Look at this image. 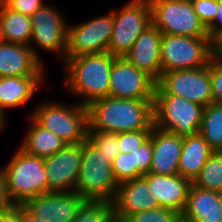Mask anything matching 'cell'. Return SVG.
Here are the masks:
<instances>
[{
    "mask_svg": "<svg viewBox=\"0 0 222 222\" xmlns=\"http://www.w3.org/2000/svg\"><path fill=\"white\" fill-rule=\"evenodd\" d=\"M87 110L88 130L120 133L153 128V99L107 96L90 102Z\"/></svg>",
    "mask_w": 222,
    "mask_h": 222,
    "instance_id": "1",
    "label": "cell"
},
{
    "mask_svg": "<svg viewBox=\"0 0 222 222\" xmlns=\"http://www.w3.org/2000/svg\"><path fill=\"white\" fill-rule=\"evenodd\" d=\"M116 58L110 52L68 58L64 62L68 91L80 97V103L86 106L96 99L110 96L109 79Z\"/></svg>",
    "mask_w": 222,
    "mask_h": 222,
    "instance_id": "2",
    "label": "cell"
},
{
    "mask_svg": "<svg viewBox=\"0 0 222 222\" xmlns=\"http://www.w3.org/2000/svg\"><path fill=\"white\" fill-rule=\"evenodd\" d=\"M2 171L7 195L14 205H23L30 198L48 193L44 158L19 148Z\"/></svg>",
    "mask_w": 222,
    "mask_h": 222,
    "instance_id": "3",
    "label": "cell"
},
{
    "mask_svg": "<svg viewBox=\"0 0 222 222\" xmlns=\"http://www.w3.org/2000/svg\"><path fill=\"white\" fill-rule=\"evenodd\" d=\"M118 183L111 162L88 138L83 141L81 169L74 192L86 200L113 201Z\"/></svg>",
    "mask_w": 222,
    "mask_h": 222,
    "instance_id": "4",
    "label": "cell"
},
{
    "mask_svg": "<svg viewBox=\"0 0 222 222\" xmlns=\"http://www.w3.org/2000/svg\"><path fill=\"white\" fill-rule=\"evenodd\" d=\"M46 101L29 117L38 125L53 132L66 144L83 142L88 136V110L80 102L73 106Z\"/></svg>",
    "mask_w": 222,
    "mask_h": 222,
    "instance_id": "5",
    "label": "cell"
},
{
    "mask_svg": "<svg viewBox=\"0 0 222 222\" xmlns=\"http://www.w3.org/2000/svg\"><path fill=\"white\" fill-rule=\"evenodd\" d=\"M204 107L174 94H154L153 126L180 137L196 135Z\"/></svg>",
    "mask_w": 222,
    "mask_h": 222,
    "instance_id": "6",
    "label": "cell"
},
{
    "mask_svg": "<svg viewBox=\"0 0 222 222\" xmlns=\"http://www.w3.org/2000/svg\"><path fill=\"white\" fill-rule=\"evenodd\" d=\"M213 56V42L209 37L162 34V73L206 67Z\"/></svg>",
    "mask_w": 222,
    "mask_h": 222,
    "instance_id": "7",
    "label": "cell"
},
{
    "mask_svg": "<svg viewBox=\"0 0 222 222\" xmlns=\"http://www.w3.org/2000/svg\"><path fill=\"white\" fill-rule=\"evenodd\" d=\"M152 24L162 33L189 37H209L190 2L148 0Z\"/></svg>",
    "mask_w": 222,
    "mask_h": 222,
    "instance_id": "8",
    "label": "cell"
},
{
    "mask_svg": "<svg viewBox=\"0 0 222 222\" xmlns=\"http://www.w3.org/2000/svg\"><path fill=\"white\" fill-rule=\"evenodd\" d=\"M113 32L108 52L123 57L134 45L139 35L152 24L148 0H129L120 10H112Z\"/></svg>",
    "mask_w": 222,
    "mask_h": 222,
    "instance_id": "9",
    "label": "cell"
},
{
    "mask_svg": "<svg viewBox=\"0 0 222 222\" xmlns=\"http://www.w3.org/2000/svg\"><path fill=\"white\" fill-rule=\"evenodd\" d=\"M155 94H174L203 107L213 102L209 64L189 70L162 73L156 82Z\"/></svg>",
    "mask_w": 222,
    "mask_h": 222,
    "instance_id": "10",
    "label": "cell"
},
{
    "mask_svg": "<svg viewBox=\"0 0 222 222\" xmlns=\"http://www.w3.org/2000/svg\"><path fill=\"white\" fill-rule=\"evenodd\" d=\"M112 32V10L104 16L77 25H68L67 48L63 62L79 55L108 52Z\"/></svg>",
    "mask_w": 222,
    "mask_h": 222,
    "instance_id": "11",
    "label": "cell"
},
{
    "mask_svg": "<svg viewBox=\"0 0 222 222\" xmlns=\"http://www.w3.org/2000/svg\"><path fill=\"white\" fill-rule=\"evenodd\" d=\"M32 35L31 43L38 45L30 48L34 55L40 60L37 47L42 50L56 52L63 60L67 48V26L62 14L50 4H44L31 17ZM33 41V42H32Z\"/></svg>",
    "mask_w": 222,
    "mask_h": 222,
    "instance_id": "12",
    "label": "cell"
},
{
    "mask_svg": "<svg viewBox=\"0 0 222 222\" xmlns=\"http://www.w3.org/2000/svg\"><path fill=\"white\" fill-rule=\"evenodd\" d=\"M110 96L126 99H153L156 81L123 57H117L110 73Z\"/></svg>",
    "mask_w": 222,
    "mask_h": 222,
    "instance_id": "13",
    "label": "cell"
},
{
    "mask_svg": "<svg viewBox=\"0 0 222 222\" xmlns=\"http://www.w3.org/2000/svg\"><path fill=\"white\" fill-rule=\"evenodd\" d=\"M83 142L67 144L44 159L49 192H74L81 169Z\"/></svg>",
    "mask_w": 222,
    "mask_h": 222,
    "instance_id": "14",
    "label": "cell"
},
{
    "mask_svg": "<svg viewBox=\"0 0 222 222\" xmlns=\"http://www.w3.org/2000/svg\"><path fill=\"white\" fill-rule=\"evenodd\" d=\"M86 201L76 192H49L30 198L22 206L45 222H72Z\"/></svg>",
    "mask_w": 222,
    "mask_h": 222,
    "instance_id": "15",
    "label": "cell"
},
{
    "mask_svg": "<svg viewBox=\"0 0 222 222\" xmlns=\"http://www.w3.org/2000/svg\"><path fill=\"white\" fill-rule=\"evenodd\" d=\"M162 33L153 25H149L136 39L131 49L123 58L144 71L156 82L162 75L160 47Z\"/></svg>",
    "mask_w": 222,
    "mask_h": 222,
    "instance_id": "16",
    "label": "cell"
},
{
    "mask_svg": "<svg viewBox=\"0 0 222 222\" xmlns=\"http://www.w3.org/2000/svg\"><path fill=\"white\" fill-rule=\"evenodd\" d=\"M112 202L115 218L120 220L136 212L160 207L156 197L150 193L148 182L143 177L120 182Z\"/></svg>",
    "mask_w": 222,
    "mask_h": 222,
    "instance_id": "17",
    "label": "cell"
},
{
    "mask_svg": "<svg viewBox=\"0 0 222 222\" xmlns=\"http://www.w3.org/2000/svg\"><path fill=\"white\" fill-rule=\"evenodd\" d=\"M149 138L152 140V159L149 173L158 175L179 174L178 167L183 137L153 126Z\"/></svg>",
    "mask_w": 222,
    "mask_h": 222,
    "instance_id": "18",
    "label": "cell"
},
{
    "mask_svg": "<svg viewBox=\"0 0 222 222\" xmlns=\"http://www.w3.org/2000/svg\"><path fill=\"white\" fill-rule=\"evenodd\" d=\"M149 185L150 193L156 197L160 207L171 208L182 213L192 182L177 175L147 173L142 176Z\"/></svg>",
    "mask_w": 222,
    "mask_h": 222,
    "instance_id": "19",
    "label": "cell"
},
{
    "mask_svg": "<svg viewBox=\"0 0 222 222\" xmlns=\"http://www.w3.org/2000/svg\"><path fill=\"white\" fill-rule=\"evenodd\" d=\"M42 67L30 46L0 41V77L44 76Z\"/></svg>",
    "mask_w": 222,
    "mask_h": 222,
    "instance_id": "20",
    "label": "cell"
},
{
    "mask_svg": "<svg viewBox=\"0 0 222 222\" xmlns=\"http://www.w3.org/2000/svg\"><path fill=\"white\" fill-rule=\"evenodd\" d=\"M181 219L188 222H222V193L191 184Z\"/></svg>",
    "mask_w": 222,
    "mask_h": 222,
    "instance_id": "21",
    "label": "cell"
},
{
    "mask_svg": "<svg viewBox=\"0 0 222 222\" xmlns=\"http://www.w3.org/2000/svg\"><path fill=\"white\" fill-rule=\"evenodd\" d=\"M43 81L44 76L0 77V111L6 115V109L30 101Z\"/></svg>",
    "mask_w": 222,
    "mask_h": 222,
    "instance_id": "22",
    "label": "cell"
},
{
    "mask_svg": "<svg viewBox=\"0 0 222 222\" xmlns=\"http://www.w3.org/2000/svg\"><path fill=\"white\" fill-rule=\"evenodd\" d=\"M213 152L214 150L199 133L183 137L179 175L193 182Z\"/></svg>",
    "mask_w": 222,
    "mask_h": 222,
    "instance_id": "23",
    "label": "cell"
},
{
    "mask_svg": "<svg viewBox=\"0 0 222 222\" xmlns=\"http://www.w3.org/2000/svg\"><path fill=\"white\" fill-rule=\"evenodd\" d=\"M31 35L32 23L30 16L11 10L0 1L1 41L30 46Z\"/></svg>",
    "mask_w": 222,
    "mask_h": 222,
    "instance_id": "24",
    "label": "cell"
},
{
    "mask_svg": "<svg viewBox=\"0 0 222 222\" xmlns=\"http://www.w3.org/2000/svg\"><path fill=\"white\" fill-rule=\"evenodd\" d=\"M29 119H31L32 124L29 126L24 142L20 147L27 154L45 159L67 145L53 132L38 125L31 117Z\"/></svg>",
    "mask_w": 222,
    "mask_h": 222,
    "instance_id": "25",
    "label": "cell"
},
{
    "mask_svg": "<svg viewBox=\"0 0 222 222\" xmlns=\"http://www.w3.org/2000/svg\"><path fill=\"white\" fill-rule=\"evenodd\" d=\"M198 133L214 151H222V104H208L204 107Z\"/></svg>",
    "mask_w": 222,
    "mask_h": 222,
    "instance_id": "26",
    "label": "cell"
},
{
    "mask_svg": "<svg viewBox=\"0 0 222 222\" xmlns=\"http://www.w3.org/2000/svg\"><path fill=\"white\" fill-rule=\"evenodd\" d=\"M192 184L204 190L222 193V151H214Z\"/></svg>",
    "mask_w": 222,
    "mask_h": 222,
    "instance_id": "27",
    "label": "cell"
},
{
    "mask_svg": "<svg viewBox=\"0 0 222 222\" xmlns=\"http://www.w3.org/2000/svg\"><path fill=\"white\" fill-rule=\"evenodd\" d=\"M114 218L113 202L87 200L72 222H111Z\"/></svg>",
    "mask_w": 222,
    "mask_h": 222,
    "instance_id": "28",
    "label": "cell"
},
{
    "mask_svg": "<svg viewBox=\"0 0 222 222\" xmlns=\"http://www.w3.org/2000/svg\"><path fill=\"white\" fill-rule=\"evenodd\" d=\"M181 213L171 208L157 207L126 216L124 222H180Z\"/></svg>",
    "mask_w": 222,
    "mask_h": 222,
    "instance_id": "29",
    "label": "cell"
},
{
    "mask_svg": "<svg viewBox=\"0 0 222 222\" xmlns=\"http://www.w3.org/2000/svg\"><path fill=\"white\" fill-rule=\"evenodd\" d=\"M87 138L103 152L111 163L120 153L118 133L101 130H88Z\"/></svg>",
    "mask_w": 222,
    "mask_h": 222,
    "instance_id": "30",
    "label": "cell"
},
{
    "mask_svg": "<svg viewBox=\"0 0 222 222\" xmlns=\"http://www.w3.org/2000/svg\"><path fill=\"white\" fill-rule=\"evenodd\" d=\"M111 165L114 178L118 184L127 180L137 179V166H134L133 153L120 152Z\"/></svg>",
    "mask_w": 222,
    "mask_h": 222,
    "instance_id": "31",
    "label": "cell"
},
{
    "mask_svg": "<svg viewBox=\"0 0 222 222\" xmlns=\"http://www.w3.org/2000/svg\"><path fill=\"white\" fill-rule=\"evenodd\" d=\"M152 130H137L118 133L120 152L131 153L146 142Z\"/></svg>",
    "mask_w": 222,
    "mask_h": 222,
    "instance_id": "32",
    "label": "cell"
},
{
    "mask_svg": "<svg viewBox=\"0 0 222 222\" xmlns=\"http://www.w3.org/2000/svg\"><path fill=\"white\" fill-rule=\"evenodd\" d=\"M131 153H133L134 166H137V178L149 173L152 159V140L149 138Z\"/></svg>",
    "mask_w": 222,
    "mask_h": 222,
    "instance_id": "33",
    "label": "cell"
},
{
    "mask_svg": "<svg viewBox=\"0 0 222 222\" xmlns=\"http://www.w3.org/2000/svg\"><path fill=\"white\" fill-rule=\"evenodd\" d=\"M213 102L222 104V57L213 56L209 61Z\"/></svg>",
    "mask_w": 222,
    "mask_h": 222,
    "instance_id": "34",
    "label": "cell"
},
{
    "mask_svg": "<svg viewBox=\"0 0 222 222\" xmlns=\"http://www.w3.org/2000/svg\"><path fill=\"white\" fill-rule=\"evenodd\" d=\"M192 5L200 21L207 27L217 13V0H196Z\"/></svg>",
    "mask_w": 222,
    "mask_h": 222,
    "instance_id": "35",
    "label": "cell"
},
{
    "mask_svg": "<svg viewBox=\"0 0 222 222\" xmlns=\"http://www.w3.org/2000/svg\"><path fill=\"white\" fill-rule=\"evenodd\" d=\"M7 8L32 16L45 2L43 0H0Z\"/></svg>",
    "mask_w": 222,
    "mask_h": 222,
    "instance_id": "36",
    "label": "cell"
},
{
    "mask_svg": "<svg viewBox=\"0 0 222 222\" xmlns=\"http://www.w3.org/2000/svg\"><path fill=\"white\" fill-rule=\"evenodd\" d=\"M206 28L212 41L222 32V0H217V13L214 20Z\"/></svg>",
    "mask_w": 222,
    "mask_h": 222,
    "instance_id": "37",
    "label": "cell"
},
{
    "mask_svg": "<svg viewBox=\"0 0 222 222\" xmlns=\"http://www.w3.org/2000/svg\"><path fill=\"white\" fill-rule=\"evenodd\" d=\"M13 206L14 204L11 202L10 198L7 195L5 177L1 168L0 169V213L9 211Z\"/></svg>",
    "mask_w": 222,
    "mask_h": 222,
    "instance_id": "38",
    "label": "cell"
},
{
    "mask_svg": "<svg viewBox=\"0 0 222 222\" xmlns=\"http://www.w3.org/2000/svg\"><path fill=\"white\" fill-rule=\"evenodd\" d=\"M0 222H21V205H14L9 211L0 213Z\"/></svg>",
    "mask_w": 222,
    "mask_h": 222,
    "instance_id": "39",
    "label": "cell"
},
{
    "mask_svg": "<svg viewBox=\"0 0 222 222\" xmlns=\"http://www.w3.org/2000/svg\"><path fill=\"white\" fill-rule=\"evenodd\" d=\"M212 42L213 54L222 57V32Z\"/></svg>",
    "mask_w": 222,
    "mask_h": 222,
    "instance_id": "40",
    "label": "cell"
},
{
    "mask_svg": "<svg viewBox=\"0 0 222 222\" xmlns=\"http://www.w3.org/2000/svg\"><path fill=\"white\" fill-rule=\"evenodd\" d=\"M21 222H45V221L39 220L37 217H34L31 213H29V212L21 205Z\"/></svg>",
    "mask_w": 222,
    "mask_h": 222,
    "instance_id": "41",
    "label": "cell"
},
{
    "mask_svg": "<svg viewBox=\"0 0 222 222\" xmlns=\"http://www.w3.org/2000/svg\"><path fill=\"white\" fill-rule=\"evenodd\" d=\"M6 115H4L1 111H0V131L3 130L5 128L6 122L5 119Z\"/></svg>",
    "mask_w": 222,
    "mask_h": 222,
    "instance_id": "42",
    "label": "cell"
},
{
    "mask_svg": "<svg viewBox=\"0 0 222 222\" xmlns=\"http://www.w3.org/2000/svg\"><path fill=\"white\" fill-rule=\"evenodd\" d=\"M111 222H124V221L120 220V219H117V218H114Z\"/></svg>",
    "mask_w": 222,
    "mask_h": 222,
    "instance_id": "43",
    "label": "cell"
},
{
    "mask_svg": "<svg viewBox=\"0 0 222 222\" xmlns=\"http://www.w3.org/2000/svg\"><path fill=\"white\" fill-rule=\"evenodd\" d=\"M181 1L192 3L193 1H196V0H181Z\"/></svg>",
    "mask_w": 222,
    "mask_h": 222,
    "instance_id": "44",
    "label": "cell"
}]
</instances>
